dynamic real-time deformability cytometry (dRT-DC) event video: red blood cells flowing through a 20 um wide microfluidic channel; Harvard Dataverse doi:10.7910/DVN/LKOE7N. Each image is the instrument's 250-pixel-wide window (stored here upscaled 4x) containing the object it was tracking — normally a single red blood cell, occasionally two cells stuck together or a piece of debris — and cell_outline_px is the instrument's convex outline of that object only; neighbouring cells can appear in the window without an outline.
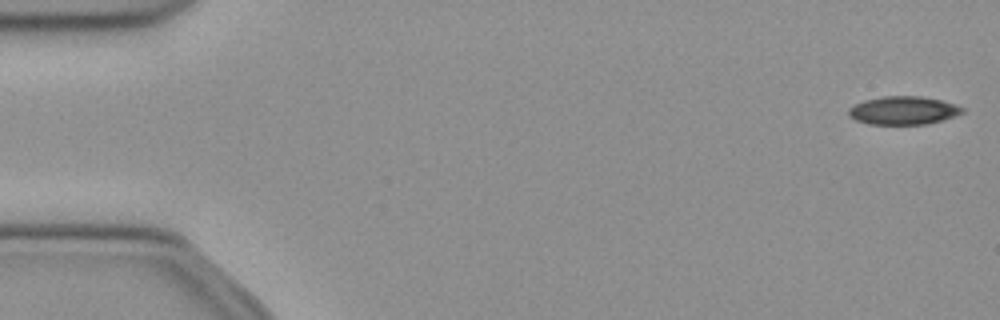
{"species": "common noctule bat (a hibernating species)", "species_latin": "Nyctalus noctula", "temperature_condition": "cold", "stored_images_in_passage": 52, "camera_frame_rate_fps": 3000, "um_per_image_px": 0.085, "animal": {"sex": "female", "body_mass_g": 21.9}, "frame": {"image": 1, "passage_image": 1, "time_ms": 0.0, "image_size_px": [1000, 320], "cell_outline_px": [[964, 112], [956, 116], [928, 124], [868, 124], [856, 120], [848, 116], [848, 108], [864, 100], [884, 96], [920, 96], [940, 100], [956, 104], [964, 108]], "centroid_in_image_um": [76.79, 9.39], "position_along_channel_um": 8.2, "area_um2": 18.79}}
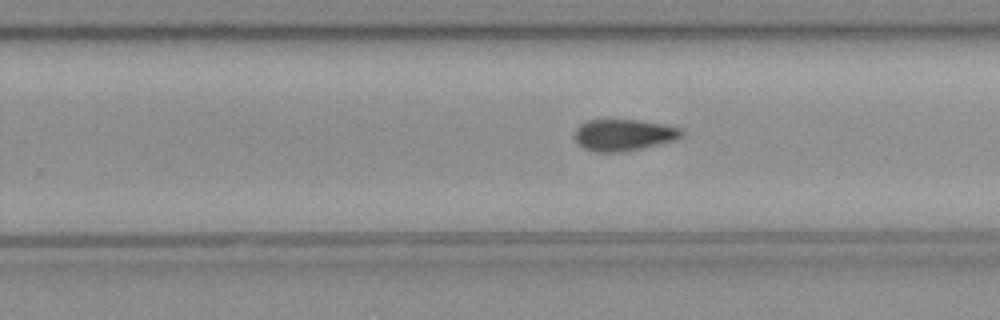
{"frame": {"image": 2, "passage_image": 32, "time_ms": 10.333, "image_size_px": [1000, 320], "cell_outline_px": [[684, 136], [676, 140], [640, 148], [620, 152], [596, 152], [584, 148], [572, 136], [576, 128], [580, 124], [588, 120], [640, 120], [664, 124], [680, 128], [684, 132]], "centroid_in_image_um": [53.01, 11.46], "position_along_channel_um": 276.8, "area_um2": 19.71}}
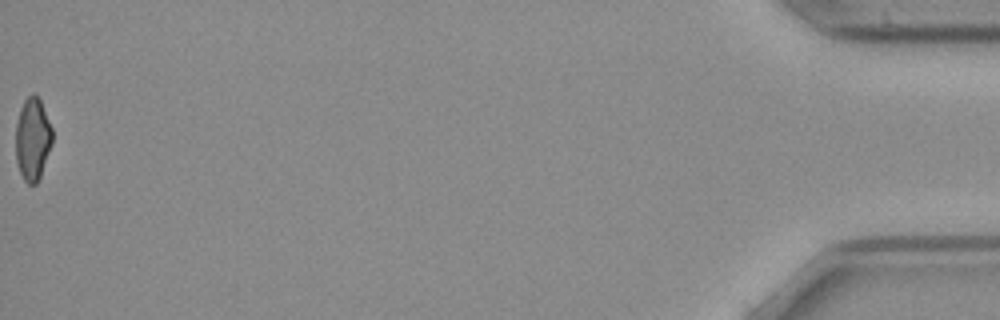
{"frame": {"image": 3, "passage_image": 52, "time_ms": 17.0, "image_size_px": [1000, 320], "cell_outline_px": [[52, 144], [40, 176], [36, 184], [28, 184], [24, 180], [20, 172], [16, 160], [16, 124], [20, 108], [24, 100], [32, 92], [40, 100], [52, 128]], "centroid_in_image_um": [2.77, 11.82], "position_along_channel_um": 432.4, "area_um2": 17.51}}